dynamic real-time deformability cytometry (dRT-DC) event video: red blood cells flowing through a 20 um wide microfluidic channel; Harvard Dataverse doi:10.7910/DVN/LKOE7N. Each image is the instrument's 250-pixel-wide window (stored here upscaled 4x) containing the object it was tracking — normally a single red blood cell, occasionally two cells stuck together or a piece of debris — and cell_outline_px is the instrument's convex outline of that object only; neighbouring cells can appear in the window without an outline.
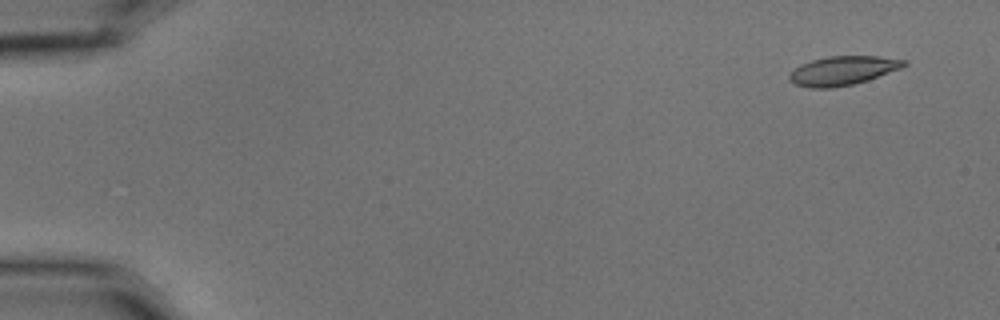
{"species": "common noctule bat (a hibernating species)", "species_latin": "Nyctalus noctula", "temperature_condition": "cold", "stored_images_in_passage": 5, "camera_frame_rate_fps": 3000, "um_per_image_px": 0.085, "animal": {"sex": "male", "body_mass_g": 15.6}, "frame": {"image": 1, "passage_image": 1, "time_ms": 0.0, "image_size_px": [1000, 320], "cell_outline_px": [[908, 64], [900, 68], [868, 80], [852, 84], [832, 88], [808, 88], [796, 84], [788, 80], [788, 76], [800, 64], [812, 60], [828, 56], [880, 56], [908, 60]], "centroid_in_image_um": [71.64, 6.0], "position_along_channel_um": 13.4, "area_um2": 19.36}}
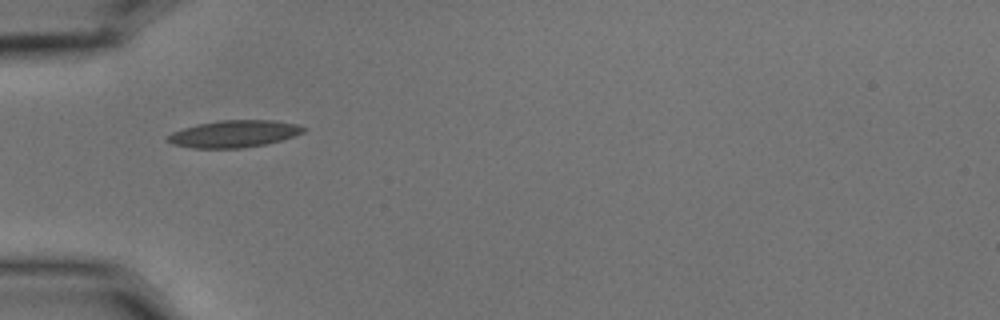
{"frame": {"image": 2, "passage_image": 5, "time_ms": 1.333, "image_size_px": [1000, 320], "cell_outline_px": [[308, 128], [304, 132], [280, 140], [264, 144], [240, 148], [192, 148], [172, 144], [164, 140], [172, 132], [196, 124], [220, 120], [272, 120], [296, 124]], "centroid_in_image_um": [19.85, 11.37], "position_along_channel_um": 65.1, "area_um2": 21.33}}